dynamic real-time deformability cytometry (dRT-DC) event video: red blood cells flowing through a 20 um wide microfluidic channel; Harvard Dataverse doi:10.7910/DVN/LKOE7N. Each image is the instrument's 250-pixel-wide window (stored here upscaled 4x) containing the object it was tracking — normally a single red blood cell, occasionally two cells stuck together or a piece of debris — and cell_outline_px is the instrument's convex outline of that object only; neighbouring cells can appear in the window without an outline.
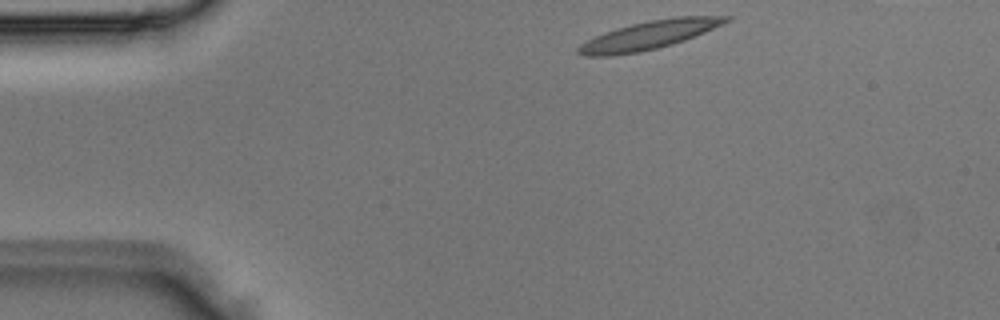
{"species": "Egyptian fruit bat (a non-hibernating species)", "species_latin": "Rousettus aegyptiacus", "temperature_condition": "room temperature", "stored_images_in_passage": 1, "camera_frame_rate_fps": 3000, "um_per_image_px": 0.085, "animal": {"sex": "male"}, "frame": {"image": 1, "passage_image": 1, "time_ms": 0.0, "image_size_px": [1000, 320], "cell_outline_px": [[732, 20], [724, 24], [684, 40], [672, 44], [640, 52], [608, 56], [584, 56], [576, 52], [576, 48], [580, 44], [604, 32], [616, 28], [648, 20], [676, 16], [732, 16]], "centroid_in_image_um": [55.17, 2.98], "position_along_channel_um": 29.8, "area_um2": 24.39}}